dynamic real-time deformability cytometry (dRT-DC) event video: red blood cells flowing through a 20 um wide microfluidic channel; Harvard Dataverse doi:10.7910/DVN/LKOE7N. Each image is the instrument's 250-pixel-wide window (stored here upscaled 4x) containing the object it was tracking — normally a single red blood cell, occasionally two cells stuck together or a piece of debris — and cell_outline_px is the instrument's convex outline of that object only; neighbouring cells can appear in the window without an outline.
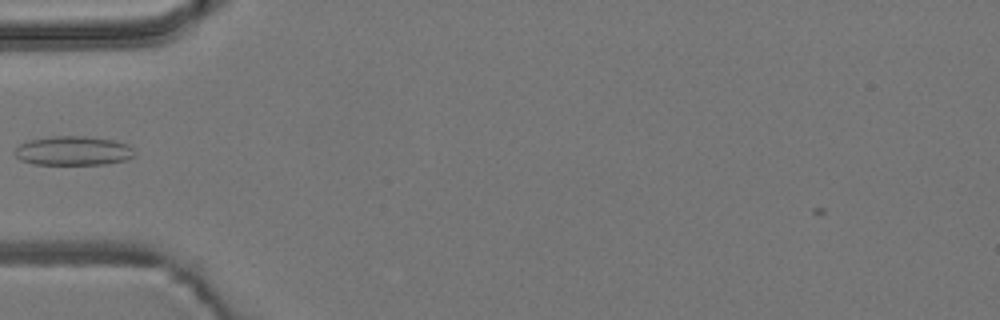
{"species": "common noctule bat (a hibernating species)", "species_latin": "Nyctalus noctula", "temperature_condition": "room temperature", "stored_images_in_passage": 38, "camera_frame_rate_fps": 3000, "um_per_image_px": 0.085, "animal": {"sex": "male", "body_mass_g": 19.2, "forearm_length_mm": 51.8}, "frame": {"image": 1, "passage_image": 3, "time_ms": 0.667, "image_size_px": [1000, 320], "cell_outline_px": [[136, 152], [128, 160], [104, 164], [32, 164], [20, 160], [12, 152], [20, 144], [28, 140], [52, 136], [84, 136], [116, 140], [128, 144]], "centroid_in_image_um": [6.22, 12.81], "position_along_channel_um": 78.8, "area_um2": 20.58}}
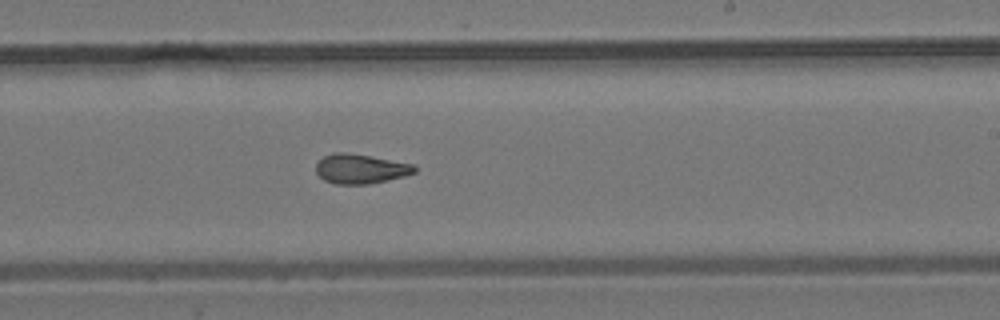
{"frame": {"image": 2, "passage_image": 17, "time_ms": 5.333, "image_size_px": [1000, 320], "cell_outline_px": [[416, 172], [404, 176], [368, 184], [336, 184], [324, 180], [316, 172], [316, 164], [324, 156], [332, 152], [344, 152], [368, 156], [412, 164], [416, 168]], "centroid_in_image_um": [30.61, 14.35], "position_along_channel_um": 258.4, "area_um2": 16.7}}
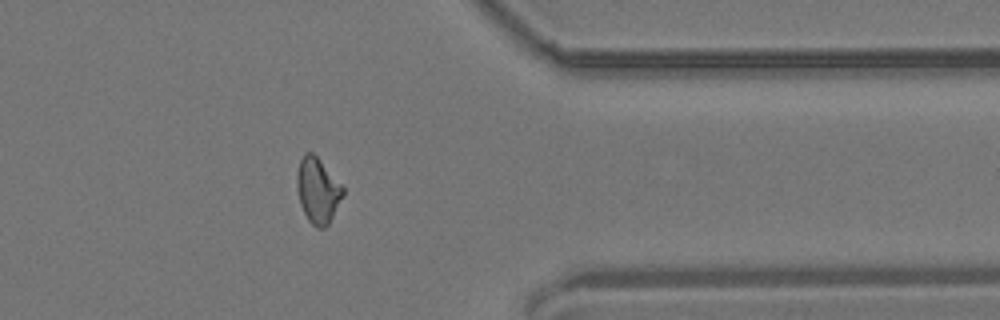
{"frame": {"image": 3, "passage_image": 28, "time_ms": 9.0, "image_size_px": [1000, 320], "cell_outline_px": [[344, 196], [328, 224], [324, 228], [316, 228], [308, 220], [300, 204], [296, 188], [296, 176], [300, 160], [304, 152], [312, 152], [316, 156], [344, 188]], "centroid_in_image_um": [26.99, 16.2], "position_along_channel_um": 384.4, "area_um2": 17.46}, "authors_computed_cell_mechanics": {"area_um2": 17.1088, "velocity_mm_per_s": 3.8364, "shape_relaxation_time_tau1_ms": null, "shape_relaxation_time_tau2_ms": 2.9045, "deformation_change_tau1": null, "deformation_change_tau2": 0.0902}}